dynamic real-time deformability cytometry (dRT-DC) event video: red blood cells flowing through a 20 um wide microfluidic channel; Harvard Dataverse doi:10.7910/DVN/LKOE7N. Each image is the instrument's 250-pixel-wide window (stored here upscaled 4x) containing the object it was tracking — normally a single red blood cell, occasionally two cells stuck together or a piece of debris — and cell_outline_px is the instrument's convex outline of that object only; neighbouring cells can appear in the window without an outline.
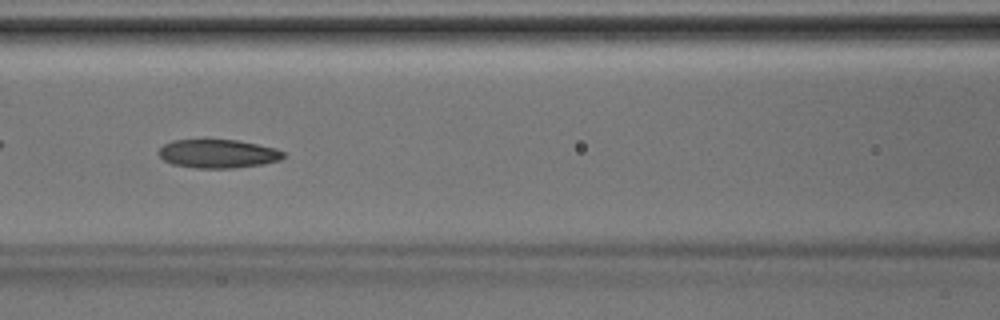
{"species": "Egyptian fruit bat (a non-hibernating species)", "species_latin": "Rousettus aegyptiacus", "temperature_condition": "room temperature", "stored_images_in_passage": 41, "camera_frame_rate_fps": 3000, "um_per_image_px": 0.085, "animal": {"sex": "male"}, "frame": {"image": 1, "passage_image": 18, "time_ms": 5.667, "image_size_px": [1000, 320], "cell_outline_px": [[284, 156], [280, 160], [264, 164], [232, 168], [196, 168], [172, 164], [164, 160], [160, 156], [160, 148], [164, 144], [172, 140], [236, 140], [276, 148], [284, 152]], "centroid_in_image_um": [18.54, 13.07], "position_along_channel_um": 148.1, "area_um2": 20.63}}